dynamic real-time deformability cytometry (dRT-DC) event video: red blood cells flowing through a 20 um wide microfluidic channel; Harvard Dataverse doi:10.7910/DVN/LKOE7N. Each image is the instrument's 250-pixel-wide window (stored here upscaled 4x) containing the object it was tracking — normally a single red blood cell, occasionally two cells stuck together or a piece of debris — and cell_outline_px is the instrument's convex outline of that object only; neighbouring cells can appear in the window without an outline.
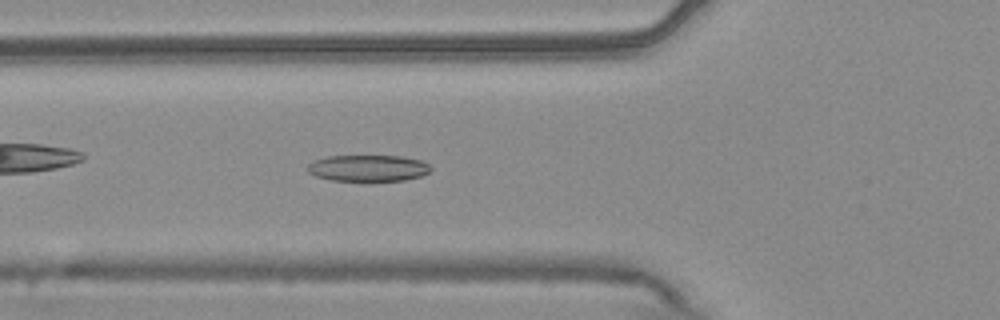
{"species": "common noctule bat (a hibernating species)", "species_latin": "Nyctalus noctula", "temperature_condition": "warm", "stored_images_in_passage": 55, "camera_frame_rate_fps": 3000, "um_per_image_px": 0.085, "animal": {"sex": "male", "body_mass_g": 20.4}, "frame": {"image": 1, "passage_image": 19, "time_ms": 6.0, "image_size_px": [1000, 320], "cell_outline_px": [[432, 168], [428, 172], [420, 176], [404, 180], [368, 184], [364, 184], [332, 180], [316, 176], [308, 172], [308, 164], [312, 160], [328, 156], [400, 156], [420, 160], [428, 164]], "centroid_in_image_um": [31.26, 14.34], "position_along_channel_um": 94.5, "area_um2": 19.83}}
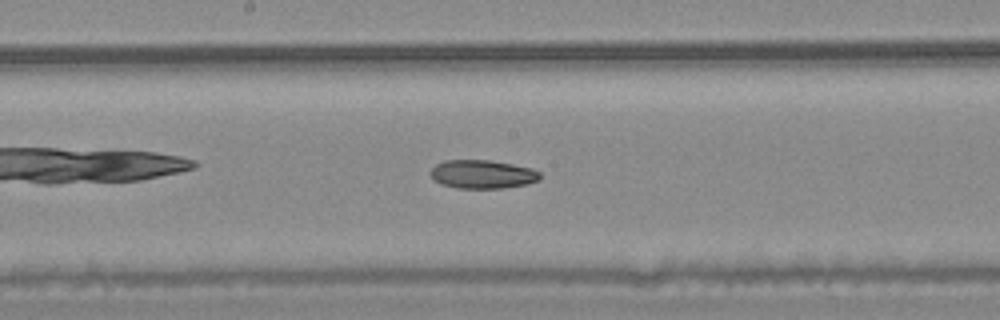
{"frame": {"image": 2, "passage_image": 28, "time_ms": 9.0, "image_size_px": [1000, 320], "cell_outline_px": [[540, 180], [528, 184], [504, 188], [456, 188], [440, 184], [428, 172], [436, 164], [444, 160], [488, 160], [512, 164], [532, 168], [540, 172]], "centroid_in_image_um": [41.01, 14.81], "position_along_channel_um": 207.2, "area_um2": 18.32}}
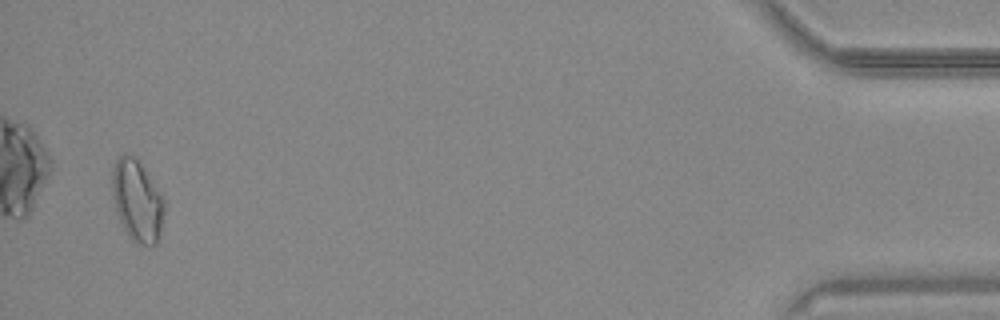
{"frame": {"image": 3, "passage_image": 52, "time_ms": 17.0, "image_size_px": [1000, 320], "cell_outline_px": [[164, 208], [160, 236], [156, 244], [132, 244], [116, 212], [112, 196], [112, 168], [116, 160], [124, 152], [132, 156], [140, 164], [164, 192]], "centroid_in_image_um": [11.67, 17.07], "position_along_channel_um": 423.5, "area_um2": 25.14}}